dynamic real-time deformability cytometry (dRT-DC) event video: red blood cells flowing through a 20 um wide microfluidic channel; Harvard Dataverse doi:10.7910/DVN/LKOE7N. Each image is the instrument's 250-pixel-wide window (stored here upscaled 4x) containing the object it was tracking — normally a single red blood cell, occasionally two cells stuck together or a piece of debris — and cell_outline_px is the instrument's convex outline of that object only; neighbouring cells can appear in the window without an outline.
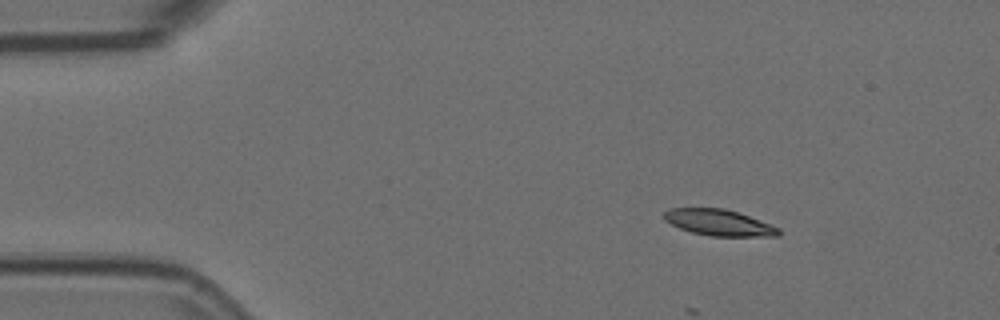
{"species": "Egyptian fruit bat (a non-hibernating species)", "species_latin": "Rousettus aegyptiacus", "temperature_condition": "room temperature", "stored_images_in_passage": 14, "camera_frame_rate_fps": 3000, "um_per_image_px": 0.085, "animal": {"sex": "female"}, "frame": {"image": 1, "passage_image": 2, "time_ms": 0.333, "image_size_px": [1000, 320], "cell_outline_px": [[780, 236], [708, 236], [692, 232], [680, 228], [664, 220], [664, 212], [672, 208], [724, 208], [748, 216], [780, 228]], "centroid_in_image_um": [61.1, 18.93], "position_along_channel_um": 23.9, "area_um2": 17.28}}
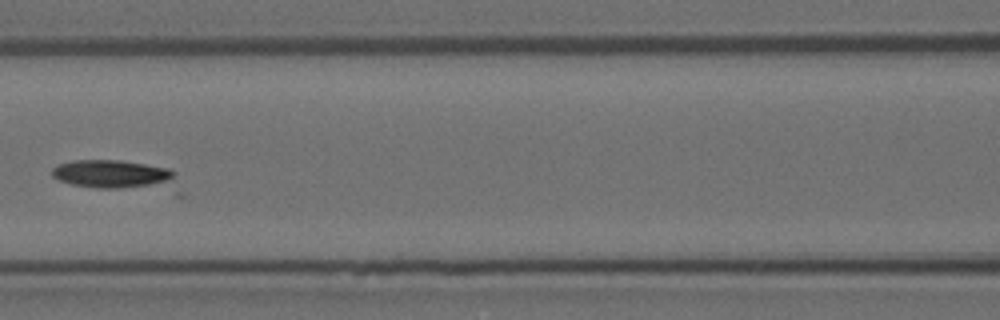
{"frame": {"image": 2, "passage_image": 6, "time_ms": 1.667, "image_size_px": [1000, 320], "cell_outline_px": [[184, 196], [176, 196], [96, 188], [72, 184], [60, 180], [52, 176], [52, 168], [56, 164], [72, 160], [120, 160], [168, 168], [176, 172], [184, 192]], "centroid_in_image_um": [10.18, 15.0], "position_along_channel_um": 156.4, "area_um2": 24.39}}
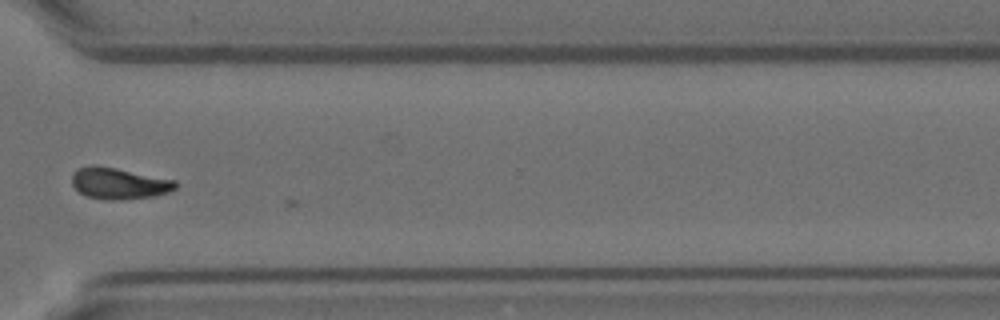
{"frame": {"image": 3, "passage_image": 11, "time_ms": 3.333, "image_size_px": [1000, 320], "cell_outline_px": [[176, 188], [168, 192], [152, 196], [116, 200], [104, 200], [84, 196], [72, 184], [72, 172], [76, 168], [92, 164], [116, 168], [176, 180]], "centroid_in_image_um": [10.05, 15.58], "position_along_channel_um": 360.5, "area_um2": 19.02}}